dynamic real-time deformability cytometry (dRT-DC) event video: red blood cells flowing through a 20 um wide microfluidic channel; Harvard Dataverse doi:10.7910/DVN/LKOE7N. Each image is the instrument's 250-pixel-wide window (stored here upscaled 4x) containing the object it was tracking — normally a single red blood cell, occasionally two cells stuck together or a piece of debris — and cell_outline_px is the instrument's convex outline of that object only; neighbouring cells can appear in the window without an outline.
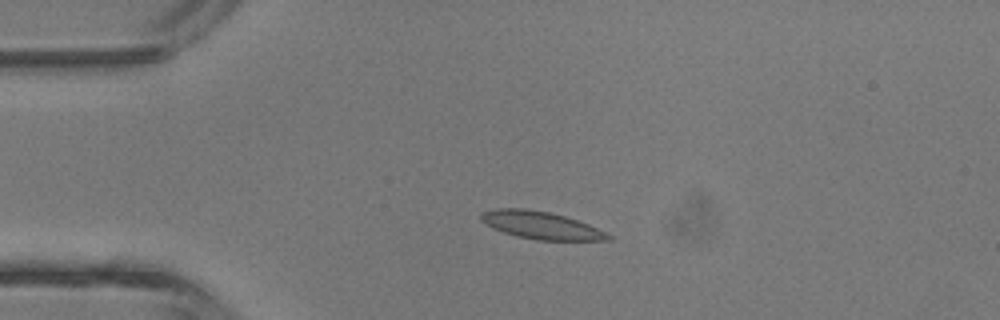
{"species": "common noctule bat (a hibernating species)", "species_latin": "Nyctalus noctula", "temperature_condition": "room temperature", "stored_images_in_passage": 5, "camera_frame_rate_fps": 3000, "um_per_image_px": 0.085, "animal": {"sex": "male", "body_mass_g": 13.3}, "frame": {"image": 1, "passage_image": 3, "time_ms": 2.333, "image_size_px": [1000, 320], "cell_outline_px": [[612, 240], [536, 240], [516, 236], [492, 228], [484, 224], [480, 220], [480, 212], [496, 208], [524, 208], [548, 212], [564, 216], [588, 224], [612, 236]], "centroid_in_image_um": [45.91, 19.14], "position_along_channel_um": 39.1, "area_um2": 20.35}}
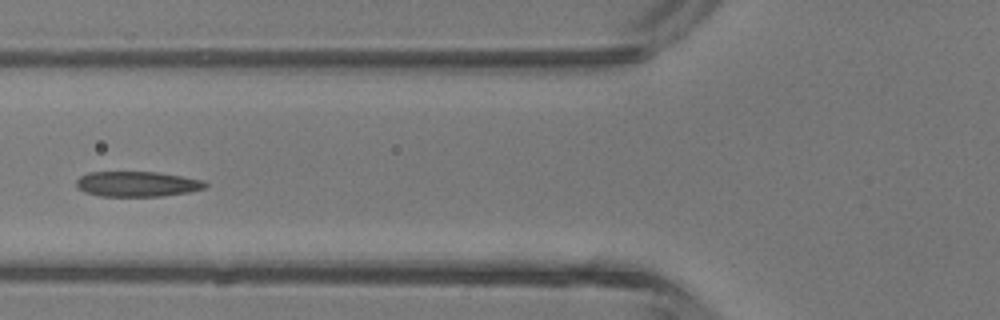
{"frame": {"image": 2, "passage_image": 5, "time_ms": 4.667, "image_size_px": [1000, 320], "cell_outline_px": [[208, 188], [188, 192], [164, 196], [100, 196], [84, 192], [76, 188], [76, 180], [80, 176], [88, 172], [156, 172], [204, 180], [208, 184]], "centroid_in_image_um": [11.66, 15.64], "position_along_channel_um": 114.1, "area_um2": 19.13}}